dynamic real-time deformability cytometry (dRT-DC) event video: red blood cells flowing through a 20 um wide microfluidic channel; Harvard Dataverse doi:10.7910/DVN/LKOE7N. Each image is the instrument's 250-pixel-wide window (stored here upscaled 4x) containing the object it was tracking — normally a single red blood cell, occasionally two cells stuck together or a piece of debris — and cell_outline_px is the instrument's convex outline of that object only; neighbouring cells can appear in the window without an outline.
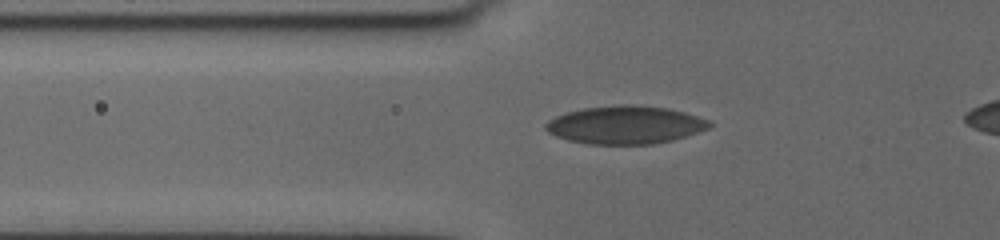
{"species": "human", "species_latin": "Homo sapiens", "temperature_condition": "cold", "stored_images_in_passage": 52, "camera_frame_rate_fps": 3000, "um_per_image_px": 0.085, "donor": {"sex": "female"}, "frame": {"image": 1, "passage_image": 2, "time_ms": 0.333, "image_size_px": [1000, 240], "cell_outline_px": [[712, 124], [708, 128], [672, 140], [652, 144], [588, 144], [568, 140], [556, 136], [548, 132], [544, 128], [544, 124], [548, 120], [556, 116], [568, 112], [584, 108], [620, 104], [632, 104], [668, 108], [684, 112], [708, 120]], "centroid_in_image_um": [53.1, 10.61], "position_along_channel_um": 72.7, "area_um2": 36.13}}
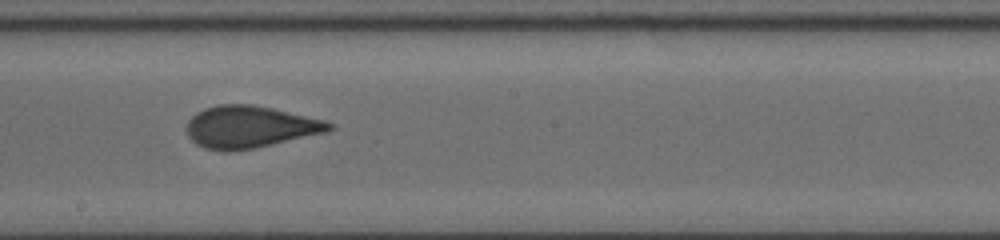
{"frame": {"image": 2, "passage_image": 24, "time_ms": 4.667, "image_size_px": [1000, 240], "cell_outline_px": [[336, 128], [328, 132], [256, 148], [232, 152], [224, 152], [204, 148], [196, 144], [188, 136], [184, 128], [188, 120], [196, 112], [204, 108], [216, 104], [252, 104], [272, 108], [324, 120], [332, 124]], "centroid_in_image_um": [21.2, 10.8], "position_along_channel_um": 227.0, "area_um2": 35.43}}
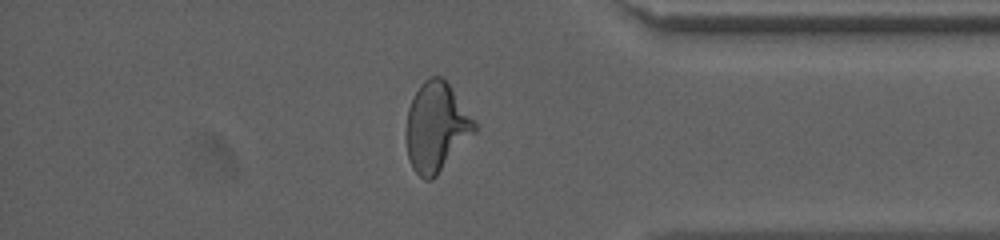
{"frame": {"image": 3, "passage_image": 45, "time_ms": 9.667, "image_size_px": [1000, 240], "cell_outline_px": [[476, 132], [436, 176], [432, 180], [424, 180], [412, 168], [408, 156], [404, 132], [408, 108], [420, 84], [424, 80], [432, 76], [440, 76], [448, 84], [476, 124]], "centroid_in_image_um": [37.04, 10.83], "position_along_channel_um": 398.2, "area_um2": 35.26}}